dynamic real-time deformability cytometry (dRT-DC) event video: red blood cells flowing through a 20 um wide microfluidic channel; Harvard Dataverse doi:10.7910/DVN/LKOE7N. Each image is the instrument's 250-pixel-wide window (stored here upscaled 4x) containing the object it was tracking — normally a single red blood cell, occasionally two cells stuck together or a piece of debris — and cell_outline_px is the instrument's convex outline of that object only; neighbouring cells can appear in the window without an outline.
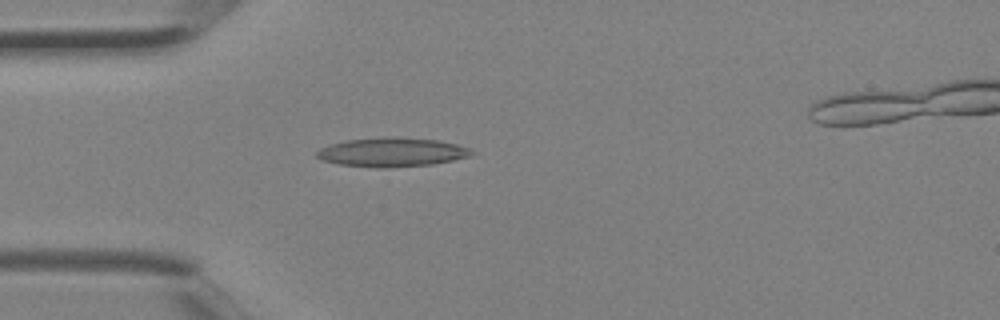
{"species": "Egyptian fruit bat (a non-hibernating species)", "species_latin": "Rousettus aegyptiacus", "temperature_condition": "room temperature", "stored_images_in_passage": 4, "camera_frame_rate_fps": 3000, "um_per_image_px": 0.085, "animal": {"sex": "female"}, "frame": {"image": 1, "passage_image": 3, "time_ms": 0.667, "image_size_px": [1000, 320], "cell_outline_px": [[476, 152], [468, 156], [452, 160], [432, 164], [384, 168], [376, 168], [340, 164], [324, 160], [316, 156], [316, 152], [320, 148], [332, 144], [348, 140], [380, 136], [396, 136], [440, 140], [456, 144], [468, 148]], "centroid_in_image_um": [33.32, 12.92], "position_along_channel_um": 51.7, "area_um2": 26.24}}